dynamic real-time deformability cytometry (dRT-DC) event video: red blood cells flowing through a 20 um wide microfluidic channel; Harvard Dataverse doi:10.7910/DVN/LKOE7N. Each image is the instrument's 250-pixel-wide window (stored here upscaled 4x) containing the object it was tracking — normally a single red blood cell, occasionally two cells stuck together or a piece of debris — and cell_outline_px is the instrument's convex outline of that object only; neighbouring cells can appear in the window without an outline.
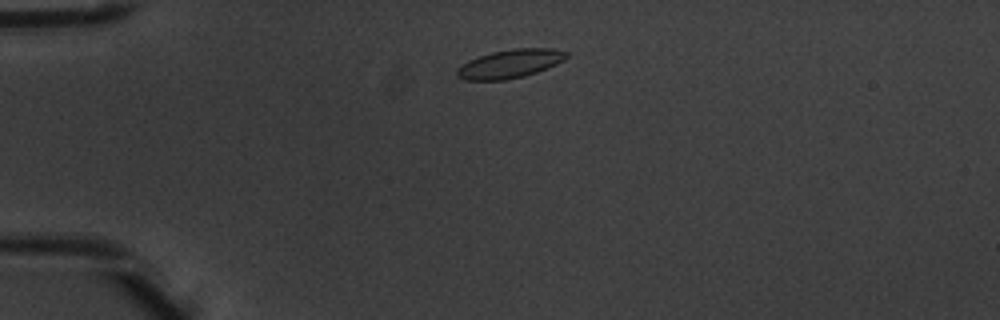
{"species": "common noctule bat (a hibernating species)", "species_latin": "Nyctalus noctula", "temperature_condition": "warm", "stored_images_in_passage": 2, "camera_frame_rate_fps": 3000, "um_per_image_px": 0.085, "animal": {"sex": "male", "body_mass_g": 20.1, "forearm_length_mm": 53.5}, "frame": {"image": 1, "passage_image": 1, "time_ms": 0.0, "image_size_px": [1000, 320], "cell_outline_px": [[568, 56], [564, 60], [556, 64], [536, 72], [524, 76], [504, 80], [464, 80], [456, 76], [456, 68], [468, 60], [492, 52], [512, 48], [552, 48], [568, 52]], "centroid_in_image_um": [43.33, 5.42], "position_along_channel_um": 41.7, "area_um2": 18.26}}